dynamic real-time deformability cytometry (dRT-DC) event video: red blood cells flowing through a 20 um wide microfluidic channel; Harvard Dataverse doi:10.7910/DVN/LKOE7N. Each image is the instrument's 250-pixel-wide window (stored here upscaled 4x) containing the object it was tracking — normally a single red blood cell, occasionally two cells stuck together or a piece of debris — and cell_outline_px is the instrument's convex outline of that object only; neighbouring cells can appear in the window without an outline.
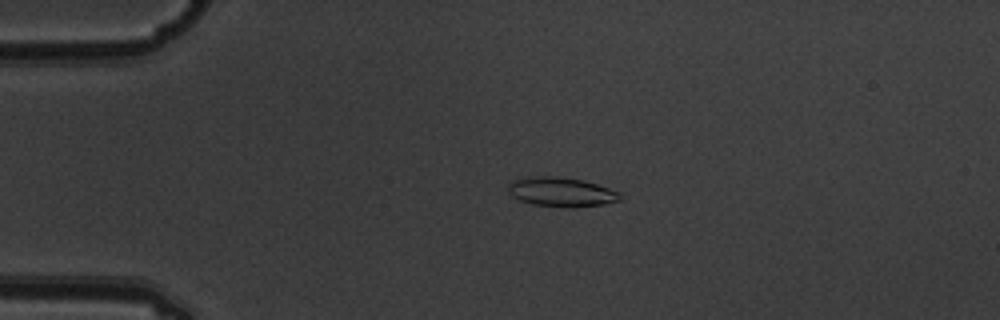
{"species": "common noctule bat (a hibernating species)", "species_latin": "Nyctalus noctula", "temperature_condition": "warm", "stored_images_in_passage": 4, "camera_frame_rate_fps": 3000, "um_per_image_px": 0.085, "animal": {"sex": "male", "body_mass_g": 19.5, "forearm_length_mm": 54.6}, "frame": {"image": 1, "passage_image": 3, "time_ms": 0.667, "image_size_px": [1000, 320], "cell_outline_px": [[624, 196], [620, 200], [604, 204], [576, 208], [564, 208], [532, 204], [520, 200], [512, 196], [508, 192], [508, 184], [512, 180], [528, 176], [556, 176], [584, 180], [620, 192]], "centroid_in_image_um": [47.71, 16.32], "position_along_channel_um": 37.3, "area_um2": 19.54}}